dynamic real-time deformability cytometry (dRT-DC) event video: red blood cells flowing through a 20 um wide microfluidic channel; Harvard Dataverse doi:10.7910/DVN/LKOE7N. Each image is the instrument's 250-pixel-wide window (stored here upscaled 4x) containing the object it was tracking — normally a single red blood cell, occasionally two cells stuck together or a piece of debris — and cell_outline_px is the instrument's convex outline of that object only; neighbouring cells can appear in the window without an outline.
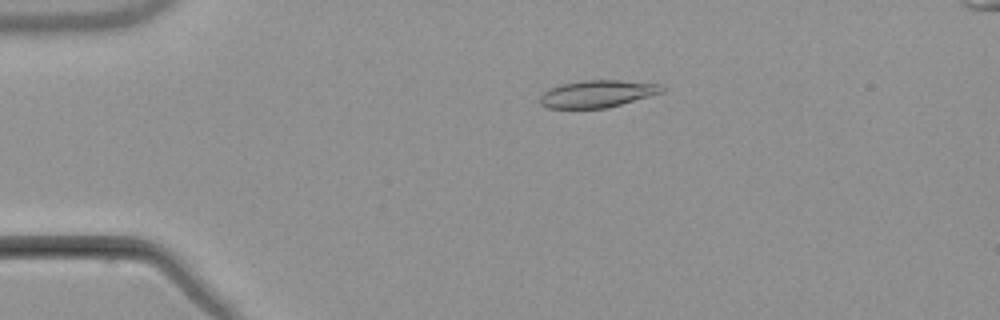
{"species": "common noctule bat (a hibernating species)", "species_latin": "Nyctalus noctula", "temperature_condition": "warm", "stored_images_in_passage": 4, "camera_frame_rate_fps": 3000, "um_per_image_px": 0.085, "animal": {"sex": "male", "body_mass_g": 21.5, "forearm_length_mm": 52.0}, "frame": {"image": 1, "passage_image": 2, "time_ms": 1.333, "image_size_px": [1000, 320], "cell_outline_px": [[664, 92], [608, 108], [548, 108], [540, 104], [540, 96], [548, 88], [560, 84], [580, 80], [616, 80], [660, 84], [664, 88]], "centroid_in_image_um": [50.75, 7.97], "position_along_channel_um": 34.2, "area_um2": 19.42}}